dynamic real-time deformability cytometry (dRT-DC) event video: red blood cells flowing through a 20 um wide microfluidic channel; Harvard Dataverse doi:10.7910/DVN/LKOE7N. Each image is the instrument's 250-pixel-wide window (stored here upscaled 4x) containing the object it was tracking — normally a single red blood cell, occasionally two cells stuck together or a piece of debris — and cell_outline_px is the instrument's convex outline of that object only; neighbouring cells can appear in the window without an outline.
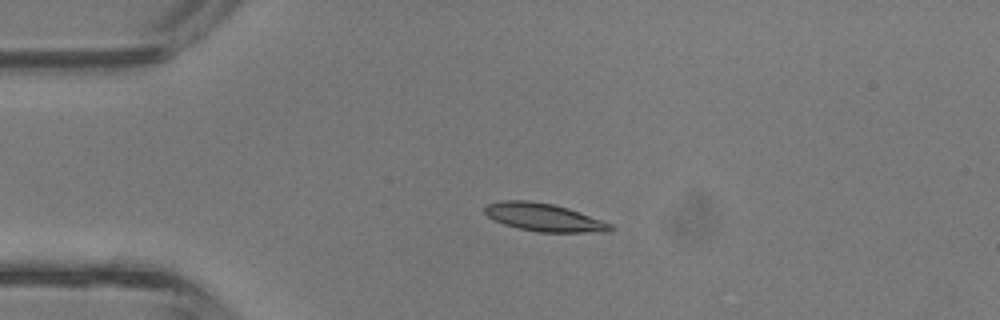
{"species": "common noctule bat (a hibernating species)", "species_latin": "Nyctalus noctula", "temperature_condition": "room temperature", "stored_images_in_passage": 28, "camera_frame_rate_fps": 3000, "um_per_image_px": 0.085, "animal": {"sex": "male", "body_mass_g": 13.3}, "frame": {"image": 1, "passage_image": 1, "time_ms": 0.0, "image_size_px": [1000, 320], "cell_outline_px": [[616, 228], [612, 232], [540, 232], [520, 228], [504, 224], [488, 216], [484, 212], [484, 208], [488, 204], [504, 200], [528, 200], [552, 204], [568, 208], [612, 224]], "centroid_in_image_um": [46.28, 18.48], "position_along_channel_um": 38.7, "area_um2": 20.29}}
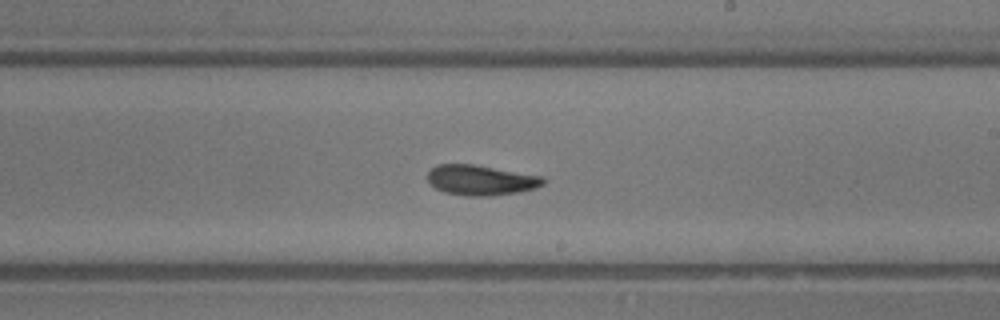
{"frame": {"image": 2, "passage_image": 16, "time_ms": 5.0, "image_size_px": [1000, 320], "cell_outline_px": [[544, 184], [536, 188], [520, 192], [492, 196], [468, 196], [444, 192], [428, 184], [428, 172], [436, 164], [472, 164], [544, 176]], "centroid_in_image_um": [40.87, 15.31], "position_along_channel_um": 248.1, "area_um2": 20.52}}
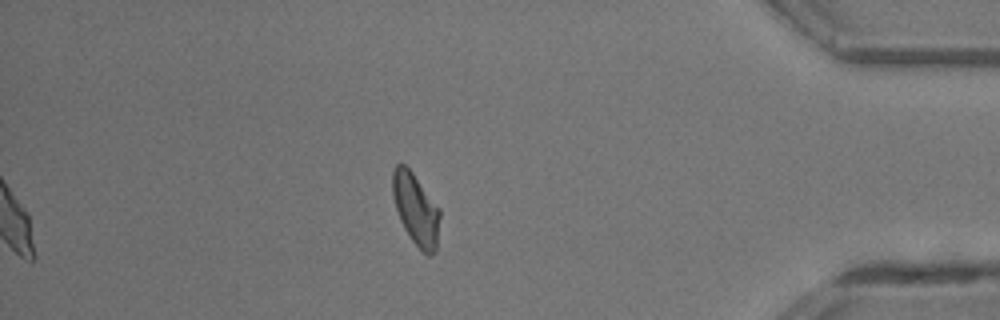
{"frame": {"image": 3, "passage_image": 28, "time_ms": 9.0, "image_size_px": [1000, 320], "cell_outline_px": [[440, 216], [436, 248], [432, 256], [428, 256], [412, 240], [404, 228], [400, 220], [396, 208], [392, 192], [392, 172], [396, 164], [404, 164], [412, 172], [440, 208]], "centroid_in_image_um": [35.35, 17.77], "position_along_channel_um": 399.9, "area_um2": 19.54}, "authors_computed_cell_mechanics": {"area_um2": 20.23, "velocity_mm_per_s": 4.8151, "shape_relaxation_time_tau1_ms": 5.1726, "shape_relaxation_time_tau2_ms": 1.8043, "deformation_change_tau1": 0.1473, "deformation_change_tau2": 0.0764}}